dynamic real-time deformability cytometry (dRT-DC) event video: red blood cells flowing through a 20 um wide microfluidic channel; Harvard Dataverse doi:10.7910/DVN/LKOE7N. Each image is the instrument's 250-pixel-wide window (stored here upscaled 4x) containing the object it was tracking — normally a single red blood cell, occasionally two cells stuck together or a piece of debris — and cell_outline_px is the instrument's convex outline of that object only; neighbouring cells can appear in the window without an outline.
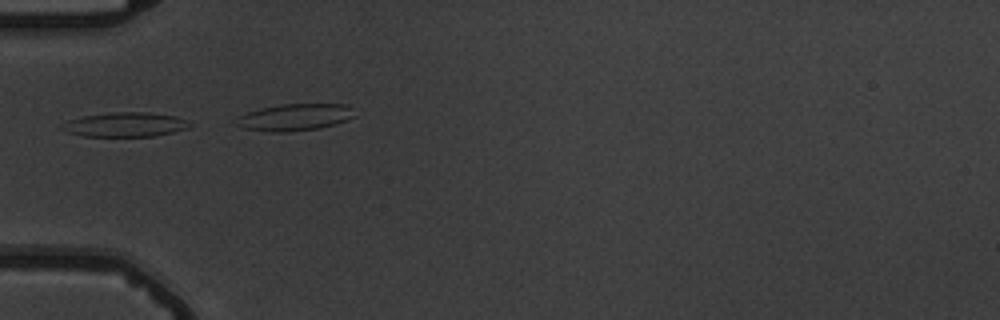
{"species": "common noctule bat (a hibernating species)", "species_latin": "Nyctalus noctula", "temperature_condition": "warm", "stored_images_in_passage": 6, "camera_frame_rate_fps": 3000, "um_per_image_px": 0.085, "animal": {"sex": "male", "body_mass_g": 19.5, "forearm_length_mm": 54.6}, "frame": {"image": 1, "passage_image": 5, "time_ms": 4.667, "image_size_px": [1000, 320], "cell_outline_px": [[192, 124], [188, 128], [156, 136], [84, 136], [68, 132], [56, 128], [60, 124], [68, 120], [84, 116], [112, 112], [148, 112], [176, 116]], "centroid_in_image_um": [10.59, 10.59], "position_along_channel_um": 74.4, "area_um2": 18.21}}